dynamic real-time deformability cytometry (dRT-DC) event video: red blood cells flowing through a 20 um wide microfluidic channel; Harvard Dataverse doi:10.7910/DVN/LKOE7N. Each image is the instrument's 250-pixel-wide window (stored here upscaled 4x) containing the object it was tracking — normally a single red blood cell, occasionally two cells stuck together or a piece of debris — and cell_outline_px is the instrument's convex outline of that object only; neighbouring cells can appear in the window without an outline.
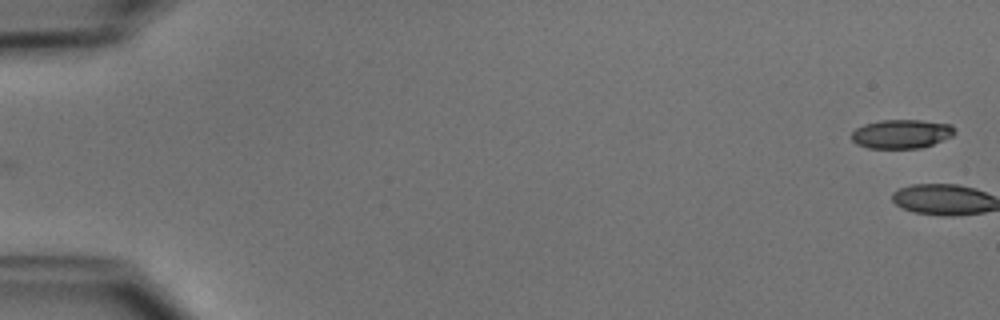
{"species": "common noctule bat (a hibernating species)", "species_latin": "Nyctalus noctula", "temperature_condition": "cold", "stored_images_in_passage": 2, "camera_frame_rate_fps": 3000, "um_per_image_px": 0.085, "animal": {"sex": "male", "body_mass_g": 15.6}, "frame": {"image": 1, "passage_image": 1, "time_ms": 0.0, "image_size_px": [1000, 320], "cell_outline_px": [[956, 132], [952, 136], [932, 144], [920, 148], [868, 148], [856, 144], [852, 140], [852, 132], [856, 128], [864, 124], [880, 120], [920, 120], [952, 124]], "centroid_in_image_um": [76.62, 11.38], "position_along_channel_um": 8.4, "area_um2": 17.4}}